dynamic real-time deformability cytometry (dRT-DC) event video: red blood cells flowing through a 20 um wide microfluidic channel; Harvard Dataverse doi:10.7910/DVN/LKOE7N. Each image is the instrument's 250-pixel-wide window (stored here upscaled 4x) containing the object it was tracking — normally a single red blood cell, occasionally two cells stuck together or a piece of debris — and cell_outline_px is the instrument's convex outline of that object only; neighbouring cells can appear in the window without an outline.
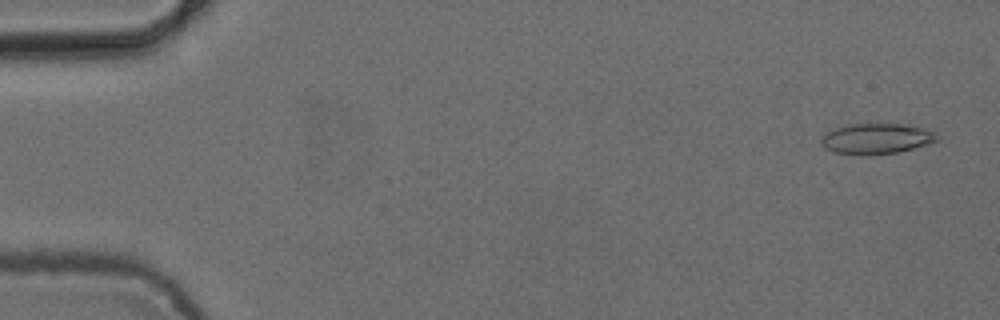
{"species": "common noctule bat (a hibernating species)", "species_latin": "Nyctalus noctula", "temperature_condition": "cold", "stored_images_in_passage": 53, "camera_frame_rate_fps": 3000, "um_per_image_px": 0.085, "animal": {"sex": "female", "body_mass_g": 24.6, "forearm_length_mm": 56.2}, "frame": {"image": 1, "passage_image": 2, "time_ms": 0.333, "image_size_px": [1000, 320], "cell_outline_px": [[940, 140], [928, 144], [900, 152], [868, 156], [860, 156], [836, 152], [824, 148], [820, 144], [820, 140], [824, 132], [832, 128], [844, 124], [904, 124], [924, 128], [932, 132]], "centroid_in_image_um": [74.42, 11.8], "position_along_channel_um": 10.6, "area_um2": 21.1}}
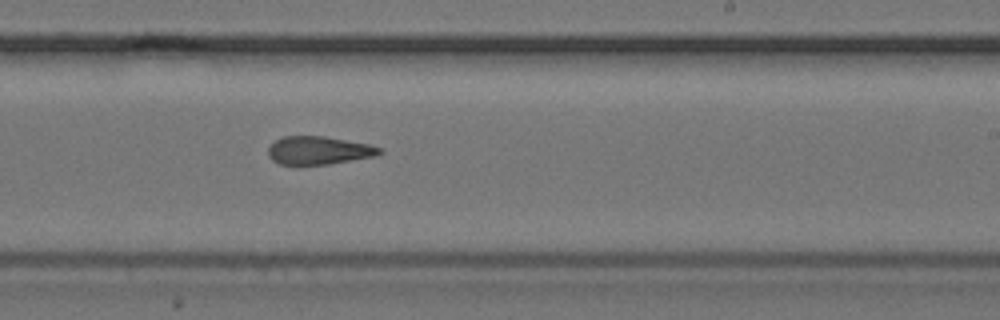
{"frame": {"image": 2, "passage_image": 32, "time_ms": 10.333, "image_size_px": [1000, 320], "cell_outline_px": [[384, 152], [376, 156], [328, 164], [280, 164], [272, 160], [268, 156], [268, 148], [276, 140], [284, 136], [324, 136], [368, 144], [384, 148]], "centroid_in_image_um": [27.13, 12.78], "position_along_channel_um": 261.9, "area_um2": 18.21}}
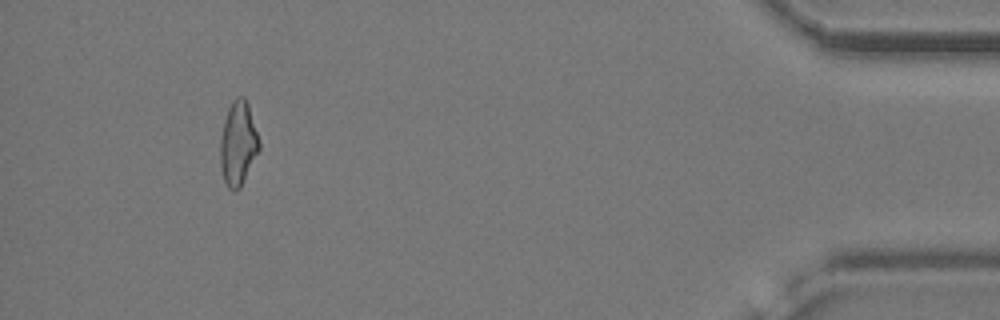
{"frame": {"image": 3, "passage_image": 49, "time_ms": 16.0, "image_size_px": [1000, 320], "cell_outline_px": [[260, 148], [240, 188], [236, 192], [232, 192], [228, 188], [224, 180], [220, 168], [220, 136], [224, 120], [228, 108], [232, 100], [236, 96], [244, 96], [248, 104], [260, 140]], "centroid_in_image_um": [20.23, 12.2], "position_along_channel_um": 415.0, "area_um2": 19.31}, "authors_computed_cell_mechanics": {"area_um2": 19.4208, "velocity_mm_per_s": 3.878, "shape_relaxation_time_tau1_ms": null, "shape_relaxation_time_tau2_ms": 3.2245, "deformation_change_tau1": null, "deformation_change_tau2": 0.1381}}